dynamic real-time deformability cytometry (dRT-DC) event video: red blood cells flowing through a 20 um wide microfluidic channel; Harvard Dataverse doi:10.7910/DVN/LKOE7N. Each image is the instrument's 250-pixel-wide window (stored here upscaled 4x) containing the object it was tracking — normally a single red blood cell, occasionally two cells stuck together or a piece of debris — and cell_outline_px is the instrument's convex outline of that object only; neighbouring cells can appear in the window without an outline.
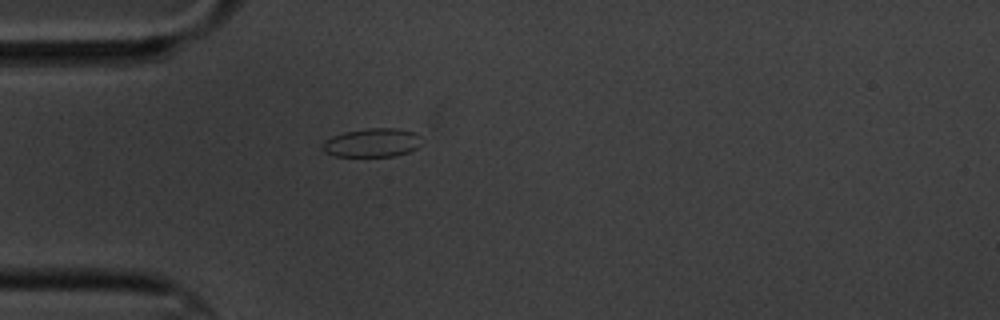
{"species": "common noctule bat (a hibernating species)", "species_latin": "Nyctalus noctula", "temperature_condition": "cold", "stored_images_in_passage": 1, "camera_frame_rate_fps": 3000, "um_per_image_px": 0.085, "animal": {"sex": "male", "body_mass_g": 20.1, "forearm_length_mm": 53.5}, "frame": {"image": 1, "passage_image": 1, "time_ms": 0.0, "image_size_px": [1000, 320], "cell_outline_px": [[424, 140], [416, 148], [408, 152], [392, 156], [336, 156], [324, 152], [320, 148], [324, 140], [332, 136], [344, 132], [368, 128], [396, 128], [416, 132]], "centroid_in_image_um": [31.63, 12.12], "position_along_channel_um": 53.4, "area_um2": 16.76}}